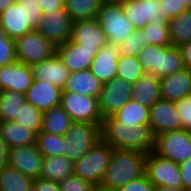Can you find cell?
<instances>
[{"label": "cell", "instance_id": "6da1fadb", "mask_svg": "<svg viewBox=\"0 0 191 191\" xmlns=\"http://www.w3.org/2000/svg\"><path fill=\"white\" fill-rule=\"evenodd\" d=\"M101 139L113 149L149 153L154 148V136L149 124L134 125L117 122L112 116L103 118Z\"/></svg>", "mask_w": 191, "mask_h": 191}, {"label": "cell", "instance_id": "7a4b0ae2", "mask_svg": "<svg viewBox=\"0 0 191 191\" xmlns=\"http://www.w3.org/2000/svg\"><path fill=\"white\" fill-rule=\"evenodd\" d=\"M148 153L113 149L110 164L97 188L98 191H116L119 187L145 175Z\"/></svg>", "mask_w": 191, "mask_h": 191}, {"label": "cell", "instance_id": "3957f363", "mask_svg": "<svg viewBox=\"0 0 191 191\" xmlns=\"http://www.w3.org/2000/svg\"><path fill=\"white\" fill-rule=\"evenodd\" d=\"M96 19L106 34L108 44L120 45L135 30L124 14L121 2H102Z\"/></svg>", "mask_w": 191, "mask_h": 191}, {"label": "cell", "instance_id": "277c9868", "mask_svg": "<svg viewBox=\"0 0 191 191\" xmlns=\"http://www.w3.org/2000/svg\"><path fill=\"white\" fill-rule=\"evenodd\" d=\"M64 136L63 156L76 162L101 139V126L86 122H72Z\"/></svg>", "mask_w": 191, "mask_h": 191}, {"label": "cell", "instance_id": "5b68a950", "mask_svg": "<svg viewBox=\"0 0 191 191\" xmlns=\"http://www.w3.org/2000/svg\"><path fill=\"white\" fill-rule=\"evenodd\" d=\"M113 148L100 139L80 160L74 162V174L99 187L112 157Z\"/></svg>", "mask_w": 191, "mask_h": 191}, {"label": "cell", "instance_id": "8992f818", "mask_svg": "<svg viewBox=\"0 0 191 191\" xmlns=\"http://www.w3.org/2000/svg\"><path fill=\"white\" fill-rule=\"evenodd\" d=\"M153 153L180 164L191 158V133L179 129L160 133L154 137Z\"/></svg>", "mask_w": 191, "mask_h": 191}, {"label": "cell", "instance_id": "52a82bcc", "mask_svg": "<svg viewBox=\"0 0 191 191\" xmlns=\"http://www.w3.org/2000/svg\"><path fill=\"white\" fill-rule=\"evenodd\" d=\"M15 48L17 61L29 66L56 54V47L37 30H32L17 38Z\"/></svg>", "mask_w": 191, "mask_h": 191}, {"label": "cell", "instance_id": "ba28073f", "mask_svg": "<svg viewBox=\"0 0 191 191\" xmlns=\"http://www.w3.org/2000/svg\"><path fill=\"white\" fill-rule=\"evenodd\" d=\"M61 106L73 122H86L102 126L103 117L96 97L62 92Z\"/></svg>", "mask_w": 191, "mask_h": 191}, {"label": "cell", "instance_id": "9c48e42d", "mask_svg": "<svg viewBox=\"0 0 191 191\" xmlns=\"http://www.w3.org/2000/svg\"><path fill=\"white\" fill-rule=\"evenodd\" d=\"M145 175L154 187L182 189L179 164L149 152L146 157Z\"/></svg>", "mask_w": 191, "mask_h": 191}, {"label": "cell", "instance_id": "30bf717a", "mask_svg": "<svg viewBox=\"0 0 191 191\" xmlns=\"http://www.w3.org/2000/svg\"><path fill=\"white\" fill-rule=\"evenodd\" d=\"M73 21L65 8L43 14L36 30L55 47L70 40Z\"/></svg>", "mask_w": 191, "mask_h": 191}, {"label": "cell", "instance_id": "8fae6325", "mask_svg": "<svg viewBox=\"0 0 191 191\" xmlns=\"http://www.w3.org/2000/svg\"><path fill=\"white\" fill-rule=\"evenodd\" d=\"M133 84L114 77L103 84L98 97L102 117L111 116L131 100Z\"/></svg>", "mask_w": 191, "mask_h": 191}, {"label": "cell", "instance_id": "7c38bea8", "mask_svg": "<svg viewBox=\"0 0 191 191\" xmlns=\"http://www.w3.org/2000/svg\"><path fill=\"white\" fill-rule=\"evenodd\" d=\"M43 157L36 144L12 147L9 149L8 165L34 180L41 177Z\"/></svg>", "mask_w": 191, "mask_h": 191}, {"label": "cell", "instance_id": "4fadbf2b", "mask_svg": "<svg viewBox=\"0 0 191 191\" xmlns=\"http://www.w3.org/2000/svg\"><path fill=\"white\" fill-rule=\"evenodd\" d=\"M149 127L154 137L181 129L175 102L159 99L149 110Z\"/></svg>", "mask_w": 191, "mask_h": 191}, {"label": "cell", "instance_id": "5bb4252c", "mask_svg": "<svg viewBox=\"0 0 191 191\" xmlns=\"http://www.w3.org/2000/svg\"><path fill=\"white\" fill-rule=\"evenodd\" d=\"M70 41L79 48L100 49L108 44L106 34L97 19L73 21Z\"/></svg>", "mask_w": 191, "mask_h": 191}, {"label": "cell", "instance_id": "9a60e30c", "mask_svg": "<svg viewBox=\"0 0 191 191\" xmlns=\"http://www.w3.org/2000/svg\"><path fill=\"white\" fill-rule=\"evenodd\" d=\"M34 81L31 66L17 60L0 67V91L12 90L25 94Z\"/></svg>", "mask_w": 191, "mask_h": 191}, {"label": "cell", "instance_id": "2e32d148", "mask_svg": "<svg viewBox=\"0 0 191 191\" xmlns=\"http://www.w3.org/2000/svg\"><path fill=\"white\" fill-rule=\"evenodd\" d=\"M160 0H124L121 5L127 19L135 29H142L148 22L159 21Z\"/></svg>", "mask_w": 191, "mask_h": 191}, {"label": "cell", "instance_id": "e0dca14e", "mask_svg": "<svg viewBox=\"0 0 191 191\" xmlns=\"http://www.w3.org/2000/svg\"><path fill=\"white\" fill-rule=\"evenodd\" d=\"M63 90L55 84L46 81L34 80L25 93L26 101L41 112L61 105Z\"/></svg>", "mask_w": 191, "mask_h": 191}, {"label": "cell", "instance_id": "ac0fdd59", "mask_svg": "<svg viewBox=\"0 0 191 191\" xmlns=\"http://www.w3.org/2000/svg\"><path fill=\"white\" fill-rule=\"evenodd\" d=\"M99 50L79 48L78 44L70 40L56 47L57 55L69 69L70 73L90 69L92 60Z\"/></svg>", "mask_w": 191, "mask_h": 191}, {"label": "cell", "instance_id": "d6986e66", "mask_svg": "<svg viewBox=\"0 0 191 191\" xmlns=\"http://www.w3.org/2000/svg\"><path fill=\"white\" fill-rule=\"evenodd\" d=\"M119 55L118 45L107 44L95 55L89 70L101 83L109 82L116 77Z\"/></svg>", "mask_w": 191, "mask_h": 191}, {"label": "cell", "instance_id": "ffe728a7", "mask_svg": "<svg viewBox=\"0 0 191 191\" xmlns=\"http://www.w3.org/2000/svg\"><path fill=\"white\" fill-rule=\"evenodd\" d=\"M31 68L34 80H47L61 89L65 86L70 74L69 69L64 65L57 53L49 59L33 64Z\"/></svg>", "mask_w": 191, "mask_h": 191}, {"label": "cell", "instance_id": "44dd1931", "mask_svg": "<svg viewBox=\"0 0 191 191\" xmlns=\"http://www.w3.org/2000/svg\"><path fill=\"white\" fill-rule=\"evenodd\" d=\"M191 91V71L183 69L172 75L160 78V95L163 100L172 102L188 97Z\"/></svg>", "mask_w": 191, "mask_h": 191}, {"label": "cell", "instance_id": "7402d4cb", "mask_svg": "<svg viewBox=\"0 0 191 191\" xmlns=\"http://www.w3.org/2000/svg\"><path fill=\"white\" fill-rule=\"evenodd\" d=\"M102 87L103 83L89 69H86L70 73L62 90L98 98Z\"/></svg>", "mask_w": 191, "mask_h": 191}, {"label": "cell", "instance_id": "603a6c76", "mask_svg": "<svg viewBox=\"0 0 191 191\" xmlns=\"http://www.w3.org/2000/svg\"><path fill=\"white\" fill-rule=\"evenodd\" d=\"M0 23L6 35L13 40L33 30L26 23L25 10L17 2L0 14Z\"/></svg>", "mask_w": 191, "mask_h": 191}, {"label": "cell", "instance_id": "cb8c5ba5", "mask_svg": "<svg viewBox=\"0 0 191 191\" xmlns=\"http://www.w3.org/2000/svg\"><path fill=\"white\" fill-rule=\"evenodd\" d=\"M131 100L151 108L159 99L160 95V79L145 73L138 79L132 87Z\"/></svg>", "mask_w": 191, "mask_h": 191}, {"label": "cell", "instance_id": "d4e9b609", "mask_svg": "<svg viewBox=\"0 0 191 191\" xmlns=\"http://www.w3.org/2000/svg\"><path fill=\"white\" fill-rule=\"evenodd\" d=\"M0 136L8 149L35 144L36 133L14 121L0 122Z\"/></svg>", "mask_w": 191, "mask_h": 191}, {"label": "cell", "instance_id": "484cf974", "mask_svg": "<svg viewBox=\"0 0 191 191\" xmlns=\"http://www.w3.org/2000/svg\"><path fill=\"white\" fill-rule=\"evenodd\" d=\"M73 173L74 162L66 156L43 157L41 178L59 183Z\"/></svg>", "mask_w": 191, "mask_h": 191}, {"label": "cell", "instance_id": "4316f807", "mask_svg": "<svg viewBox=\"0 0 191 191\" xmlns=\"http://www.w3.org/2000/svg\"><path fill=\"white\" fill-rule=\"evenodd\" d=\"M72 122L68 113L59 105L43 112L41 131L64 136Z\"/></svg>", "mask_w": 191, "mask_h": 191}, {"label": "cell", "instance_id": "83f0119b", "mask_svg": "<svg viewBox=\"0 0 191 191\" xmlns=\"http://www.w3.org/2000/svg\"><path fill=\"white\" fill-rule=\"evenodd\" d=\"M0 191H33V179L7 165L0 170Z\"/></svg>", "mask_w": 191, "mask_h": 191}, {"label": "cell", "instance_id": "f1b7e54d", "mask_svg": "<svg viewBox=\"0 0 191 191\" xmlns=\"http://www.w3.org/2000/svg\"><path fill=\"white\" fill-rule=\"evenodd\" d=\"M149 110L141 104L129 100L126 104L111 115L117 122H122V124L136 125L139 124H149Z\"/></svg>", "mask_w": 191, "mask_h": 191}, {"label": "cell", "instance_id": "f546056e", "mask_svg": "<svg viewBox=\"0 0 191 191\" xmlns=\"http://www.w3.org/2000/svg\"><path fill=\"white\" fill-rule=\"evenodd\" d=\"M168 26L172 45L178 47L185 42H191V9L173 17L168 21Z\"/></svg>", "mask_w": 191, "mask_h": 191}, {"label": "cell", "instance_id": "4dcf8cb0", "mask_svg": "<svg viewBox=\"0 0 191 191\" xmlns=\"http://www.w3.org/2000/svg\"><path fill=\"white\" fill-rule=\"evenodd\" d=\"M26 102L25 94L12 91H0V122L14 121L21 106Z\"/></svg>", "mask_w": 191, "mask_h": 191}, {"label": "cell", "instance_id": "1f68e13d", "mask_svg": "<svg viewBox=\"0 0 191 191\" xmlns=\"http://www.w3.org/2000/svg\"><path fill=\"white\" fill-rule=\"evenodd\" d=\"M144 47L148 45H172L168 21L165 18L160 17L159 21L148 22L145 27L142 28Z\"/></svg>", "mask_w": 191, "mask_h": 191}, {"label": "cell", "instance_id": "d6a6232c", "mask_svg": "<svg viewBox=\"0 0 191 191\" xmlns=\"http://www.w3.org/2000/svg\"><path fill=\"white\" fill-rule=\"evenodd\" d=\"M184 63L179 47L164 45V52H160L158 78L172 75L183 70Z\"/></svg>", "mask_w": 191, "mask_h": 191}, {"label": "cell", "instance_id": "836d02e7", "mask_svg": "<svg viewBox=\"0 0 191 191\" xmlns=\"http://www.w3.org/2000/svg\"><path fill=\"white\" fill-rule=\"evenodd\" d=\"M102 0H66L65 9L72 21L97 18Z\"/></svg>", "mask_w": 191, "mask_h": 191}, {"label": "cell", "instance_id": "e575fe53", "mask_svg": "<svg viewBox=\"0 0 191 191\" xmlns=\"http://www.w3.org/2000/svg\"><path fill=\"white\" fill-rule=\"evenodd\" d=\"M145 72L137 56L130 57L120 54L117 63L116 77L134 84Z\"/></svg>", "mask_w": 191, "mask_h": 191}, {"label": "cell", "instance_id": "d590c367", "mask_svg": "<svg viewBox=\"0 0 191 191\" xmlns=\"http://www.w3.org/2000/svg\"><path fill=\"white\" fill-rule=\"evenodd\" d=\"M65 136L49 134L40 131L36 134L37 149L46 156H60L63 155Z\"/></svg>", "mask_w": 191, "mask_h": 191}, {"label": "cell", "instance_id": "8d00e7d4", "mask_svg": "<svg viewBox=\"0 0 191 191\" xmlns=\"http://www.w3.org/2000/svg\"><path fill=\"white\" fill-rule=\"evenodd\" d=\"M42 119L43 112L26 101L21 106V109L16 115L14 122L30 130H33L36 134H38L42 128Z\"/></svg>", "mask_w": 191, "mask_h": 191}, {"label": "cell", "instance_id": "74e56055", "mask_svg": "<svg viewBox=\"0 0 191 191\" xmlns=\"http://www.w3.org/2000/svg\"><path fill=\"white\" fill-rule=\"evenodd\" d=\"M160 52H164V46L148 45L138 53V60L147 74H151L158 78V69L160 61Z\"/></svg>", "mask_w": 191, "mask_h": 191}, {"label": "cell", "instance_id": "f35d334b", "mask_svg": "<svg viewBox=\"0 0 191 191\" xmlns=\"http://www.w3.org/2000/svg\"><path fill=\"white\" fill-rule=\"evenodd\" d=\"M119 46V54L134 57L143 50L144 38L142 29H135Z\"/></svg>", "mask_w": 191, "mask_h": 191}, {"label": "cell", "instance_id": "ab89813d", "mask_svg": "<svg viewBox=\"0 0 191 191\" xmlns=\"http://www.w3.org/2000/svg\"><path fill=\"white\" fill-rule=\"evenodd\" d=\"M16 2L25 10L26 23L36 30L41 16L43 15L39 0H16Z\"/></svg>", "mask_w": 191, "mask_h": 191}, {"label": "cell", "instance_id": "60d3db41", "mask_svg": "<svg viewBox=\"0 0 191 191\" xmlns=\"http://www.w3.org/2000/svg\"><path fill=\"white\" fill-rule=\"evenodd\" d=\"M59 186L60 191H97V188L89 181L80 178L74 173L59 182Z\"/></svg>", "mask_w": 191, "mask_h": 191}, {"label": "cell", "instance_id": "b9f144b4", "mask_svg": "<svg viewBox=\"0 0 191 191\" xmlns=\"http://www.w3.org/2000/svg\"><path fill=\"white\" fill-rule=\"evenodd\" d=\"M186 6H182L181 0H160L159 12L162 18L170 21L173 17L179 16L186 11Z\"/></svg>", "mask_w": 191, "mask_h": 191}, {"label": "cell", "instance_id": "7bdbcfd3", "mask_svg": "<svg viewBox=\"0 0 191 191\" xmlns=\"http://www.w3.org/2000/svg\"><path fill=\"white\" fill-rule=\"evenodd\" d=\"M176 109L181 122V129L191 133V97H184L175 101Z\"/></svg>", "mask_w": 191, "mask_h": 191}, {"label": "cell", "instance_id": "ee69618b", "mask_svg": "<svg viewBox=\"0 0 191 191\" xmlns=\"http://www.w3.org/2000/svg\"><path fill=\"white\" fill-rule=\"evenodd\" d=\"M15 40L5 36V44H0V67L16 61Z\"/></svg>", "mask_w": 191, "mask_h": 191}, {"label": "cell", "instance_id": "f6af8a7d", "mask_svg": "<svg viewBox=\"0 0 191 191\" xmlns=\"http://www.w3.org/2000/svg\"><path fill=\"white\" fill-rule=\"evenodd\" d=\"M116 191H155V187L147 176L144 175L125 186L119 187Z\"/></svg>", "mask_w": 191, "mask_h": 191}, {"label": "cell", "instance_id": "bcb514c9", "mask_svg": "<svg viewBox=\"0 0 191 191\" xmlns=\"http://www.w3.org/2000/svg\"><path fill=\"white\" fill-rule=\"evenodd\" d=\"M182 189L185 191L191 190V158L179 164Z\"/></svg>", "mask_w": 191, "mask_h": 191}, {"label": "cell", "instance_id": "7dc6e473", "mask_svg": "<svg viewBox=\"0 0 191 191\" xmlns=\"http://www.w3.org/2000/svg\"><path fill=\"white\" fill-rule=\"evenodd\" d=\"M33 191H60V186L58 182L39 177L33 180Z\"/></svg>", "mask_w": 191, "mask_h": 191}, {"label": "cell", "instance_id": "c3c4849f", "mask_svg": "<svg viewBox=\"0 0 191 191\" xmlns=\"http://www.w3.org/2000/svg\"><path fill=\"white\" fill-rule=\"evenodd\" d=\"M43 14H47L51 11H57L59 8H65V2L63 0H39Z\"/></svg>", "mask_w": 191, "mask_h": 191}, {"label": "cell", "instance_id": "681fc988", "mask_svg": "<svg viewBox=\"0 0 191 191\" xmlns=\"http://www.w3.org/2000/svg\"><path fill=\"white\" fill-rule=\"evenodd\" d=\"M178 47L182 54L185 69L191 71V42H185Z\"/></svg>", "mask_w": 191, "mask_h": 191}, {"label": "cell", "instance_id": "f907efd6", "mask_svg": "<svg viewBox=\"0 0 191 191\" xmlns=\"http://www.w3.org/2000/svg\"><path fill=\"white\" fill-rule=\"evenodd\" d=\"M9 149L0 136V170L8 165Z\"/></svg>", "mask_w": 191, "mask_h": 191}, {"label": "cell", "instance_id": "816d5d0a", "mask_svg": "<svg viewBox=\"0 0 191 191\" xmlns=\"http://www.w3.org/2000/svg\"><path fill=\"white\" fill-rule=\"evenodd\" d=\"M16 0H0V14L6 11Z\"/></svg>", "mask_w": 191, "mask_h": 191}, {"label": "cell", "instance_id": "f5cc1de1", "mask_svg": "<svg viewBox=\"0 0 191 191\" xmlns=\"http://www.w3.org/2000/svg\"><path fill=\"white\" fill-rule=\"evenodd\" d=\"M155 191H185V190L161 186V187H156Z\"/></svg>", "mask_w": 191, "mask_h": 191}, {"label": "cell", "instance_id": "db71d44e", "mask_svg": "<svg viewBox=\"0 0 191 191\" xmlns=\"http://www.w3.org/2000/svg\"><path fill=\"white\" fill-rule=\"evenodd\" d=\"M5 36H6L5 30L3 29L0 23V44H5Z\"/></svg>", "mask_w": 191, "mask_h": 191}, {"label": "cell", "instance_id": "11a10c76", "mask_svg": "<svg viewBox=\"0 0 191 191\" xmlns=\"http://www.w3.org/2000/svg\"><path fill=\"white\" fill-rule=\"evenodd\" d=\"M182 6H186V9H191V0H181Z\"/></svg>", "mask_w": 191, "mask_h": 191}, {"label": "cell", "instance_id": "9f6ffc18", "mask_svg": "<svg viewBox=\"0 0 191 191\" xmlns=\"http://www.w3.org/2000/svg\"><path fill=\"white\" fill-rule=\"evenodd\" d=\"M124 0H106V2H122Z\"/></svg>", "mask_w": 191, "mask_h": 191}]
</instances>
